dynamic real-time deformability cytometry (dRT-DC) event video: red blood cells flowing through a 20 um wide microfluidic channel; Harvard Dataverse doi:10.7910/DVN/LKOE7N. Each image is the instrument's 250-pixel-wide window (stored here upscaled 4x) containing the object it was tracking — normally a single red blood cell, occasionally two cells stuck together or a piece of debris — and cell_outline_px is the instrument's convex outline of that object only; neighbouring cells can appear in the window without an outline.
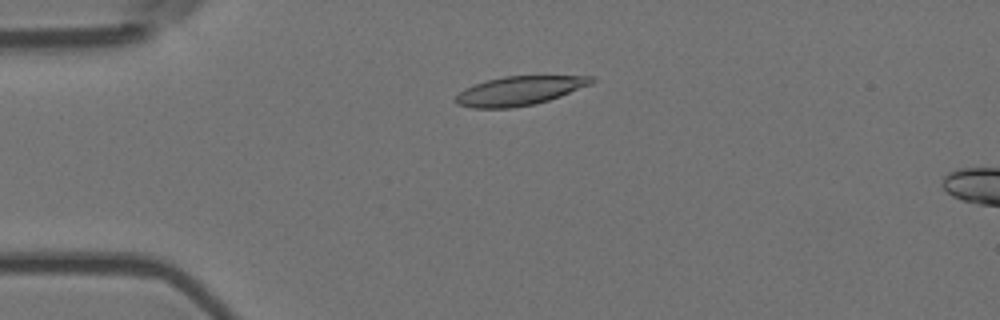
{"species": "Egyptian fruit bat (a non-hibernating species)", "species_latin": "Rousettus aegyptiacus", "temperature_condition": "room temperature", "stored_images_in_passage": 56, "camera_frame_rate_fps": 3000, "um_per_image_px": 0.085, "animal": {"sex": "female"}, "frame": {"image": 1, "passage_image": 14, "time_ms": 4.333, "image_size_px": [1000, 320], "cell_outline_px": [[596, 80], [592, 84], [560, 96], [536, 104], [512, 108], [472, 108], [456, 104], [452, 100], [464, 88], [488, 80], [504, 76], [592, 76]], "centroid_in_image_um": [44.13, 7.72], "position_along_channel_um": 40.9, "area_um2": 23.0}}
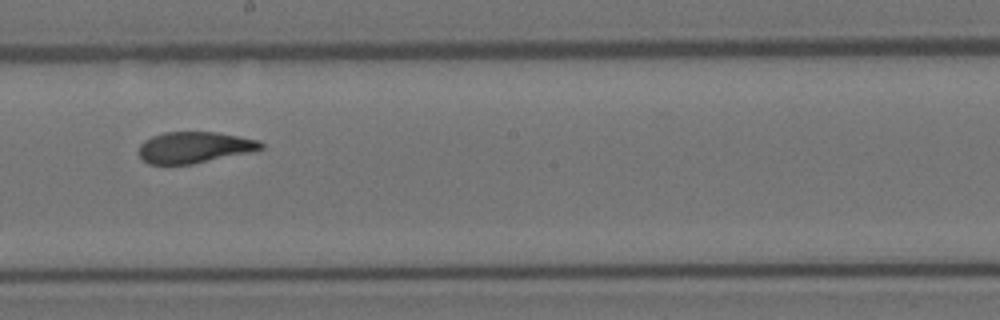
{"frame": {"image": 2, "passage_image": 32, "time_ms": 10.333, "image_size_px": [1000, 320], "cell_outline_px": [[264, 148], [248, 152], [192, 164], [148, 164], [140, 156], [140, 144], [144, 140], [152, 136], [164, 132], [216, 132], [260, 140], [264, 144]], "centroid_in_image_um": [16.52, 12.52], "position_along_channel_um": 231.7, "area_um2": 22.02}}
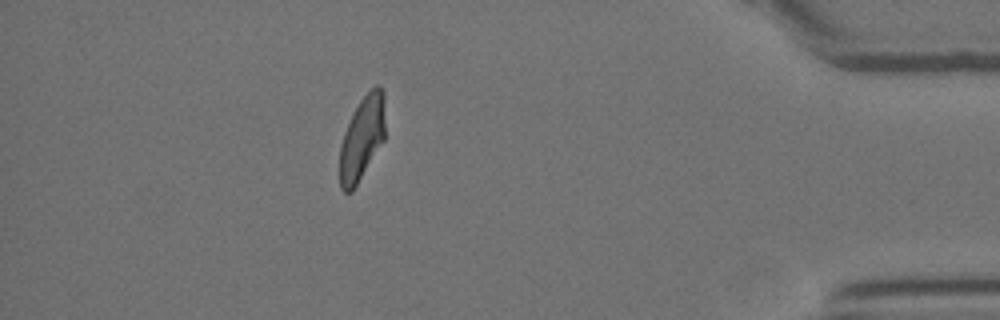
{"frame": {"image": 3, "passage_image": 50, "time_ms": 16.333, "image_size_px": [1000, 320], "cell_outline_px": [[384, 140], [352, 192], [344, 192], [340, 188], [340, 144], [344, 132], [360, 100], [376, 84], [380, 84], [384, 92]], "centroid_in_image_um": [30.77, 11.75], "position_along_channel_um": 404.4, "area_um2": 21.96}, "authors_computed_cell_mechanics": {"area_um2": 22.9755, "velocity_mm_per_s": 3.6456, "shape_relaxation_time_tau1_ms": 5.2009, "shape_relaxation_time_tau2_ms": 2.0533, "deformation_change_tau1": 0.1827, "deformation_change_tau2": 0.0532}}